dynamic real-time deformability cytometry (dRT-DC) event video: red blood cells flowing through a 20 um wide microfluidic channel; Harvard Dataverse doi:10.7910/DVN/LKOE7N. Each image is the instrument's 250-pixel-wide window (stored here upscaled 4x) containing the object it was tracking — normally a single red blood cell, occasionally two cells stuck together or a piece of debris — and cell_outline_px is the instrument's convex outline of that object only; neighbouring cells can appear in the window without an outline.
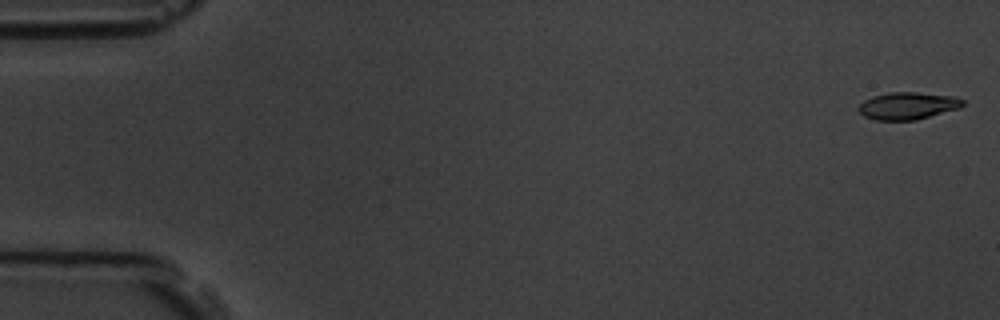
{"species": "common noctule bat (a hibernating species)", "species_latin": "Nyctalus noctula", "temperature_condition": "room temperature", "stored_images_in_passage": 5, "camera_frame_rate_fps": 3000, "um_per_image_px": 0.085, "animal": {"sex": "male", "body_mass_g": 19.5, "forearm_length_mm": 54.6}, "frame": {"image": 1, "passage_image": 1, "time_ms": 0.0, "image_size_px": [1000, 320], "cell_outline_px": [[964, 104], [960, 108], [916, 120], [876, 120], [864, 116], [856, 108], [864, 100], [872, 96], [892, 92], [916, 92], [956, 96], [964, 100]], "centroid_in_image_um": [77.17, 8.99], "position_along_channel_um": 7.8, "area_um2": 16.65}}